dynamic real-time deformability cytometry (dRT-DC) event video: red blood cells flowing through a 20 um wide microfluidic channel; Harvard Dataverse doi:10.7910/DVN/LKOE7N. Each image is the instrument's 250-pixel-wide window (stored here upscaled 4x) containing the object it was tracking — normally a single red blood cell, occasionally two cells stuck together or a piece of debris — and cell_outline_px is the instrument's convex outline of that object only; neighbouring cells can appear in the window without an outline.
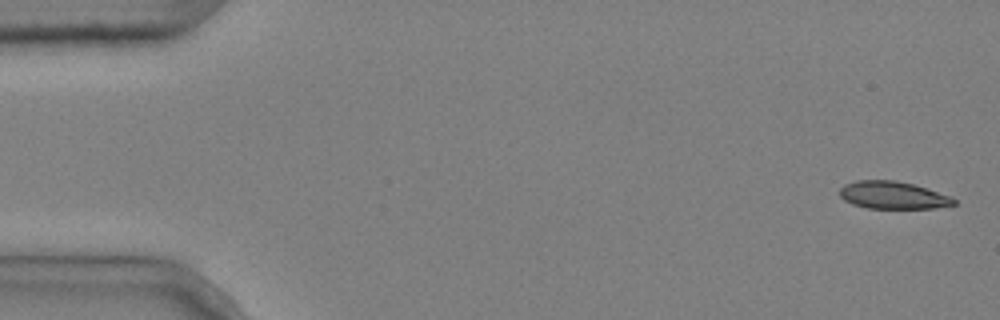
{"species": "common noctule bat (a hibernating species)", "species_latin": "Nyctalus noctula", "temperature_condition": "cold", "stored_images_in_passage": 5, "camera_frame_rate_fps": 3000, "um_per_image_px": 0.085, "animal": {"sex": "male", "body_mass_g": 20.4}, "frame": {"image": 1, "passage_image": 1, "time_ms": 0.0, "image_size_px": [1000, 320], "cell_outline_px": [[956, 204], [936, 208], [868, 208], [852, 204], [844, 200], [840, 196], [840, 188], [844, 184], [856, 180], [896, 180], [912, 184], [952, 196], [956, 200]], "centroid_in_image_um": [75.89, 16.59], "position_along_channel_um": 9.1, "area_um2": 18.32}}
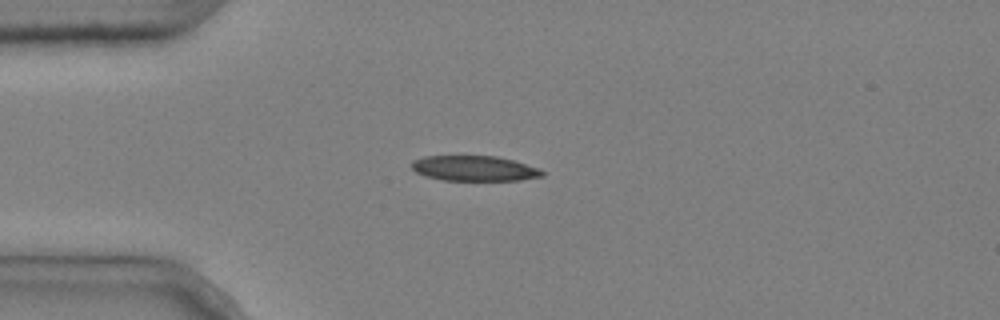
{"frame": {"image": 2, "passage_image": 4, "time_ms": 1.0, "image_size_px": [1000, 320], "cell_outline_px": [[544, 176], [520, 180], [444, 180], [428, 176], [416, 172], [412, 168], [412, 160], [424, 156], [496, 156], [512, 160], [540, 168], [544, 172]], "centroid_in_image_um": [40.34, 14.31], "position_along_channel_um": 44.7, "area_um2": 19.07}}
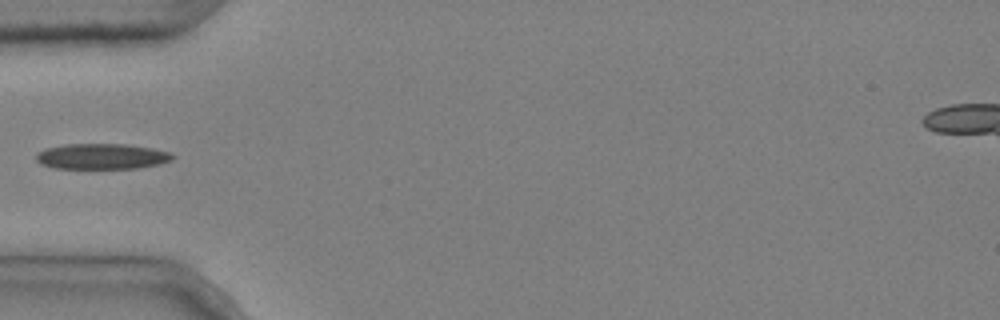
{"frame": {"image": 3, "passage_image": 5, "time_ms": 1.333, "image_size_px": [1000, 320], "cell_outline_px": [[176, 156], [172, 160], [160, 164], [136, 168], [52, 168], [40, 164], [36, 160], [36, 152], [44, 148], [64, 144], [124, 144], [152, 148], [172, 152]], "centroid_in_image_um": [8.64, 13.29], "position_along_channel_um": 76.4, "area_um2": 20.58}}